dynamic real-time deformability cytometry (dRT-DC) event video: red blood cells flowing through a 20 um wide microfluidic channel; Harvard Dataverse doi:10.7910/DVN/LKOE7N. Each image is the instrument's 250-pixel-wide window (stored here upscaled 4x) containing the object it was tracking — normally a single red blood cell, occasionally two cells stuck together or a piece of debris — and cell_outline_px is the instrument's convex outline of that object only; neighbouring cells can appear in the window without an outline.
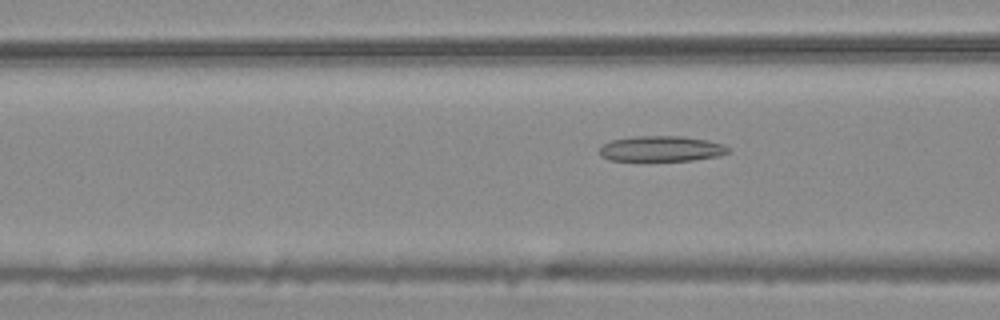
{"species": "common noctule bat (a hibernating species)", "species_latin": "Nyctalus noctula", "temperature_condition": "warm", "stored_images_in_passage": 6, "segment_of_instrument_passage": [2, 2], "camera_frame_rate_fps": 3000, "um_per_image_px": 0.085, "animal": {"sex": "male", "body_mass_g": 20.4}, "frame": {"image": 1, "passage_image": 6, "time_ms": 1.667, "image_size_px": [1000, 320], "cell_outline_px": [[728, 152], [720, 156], [692, 160], [608, 160], [600, 156], [600, 148], [604, 144], [612, 140], [632, 136], [680, 136], [708, 140], [724, 144], [728, 148]], "centroid_in_image_um": [56.21, 12.63], "position_along_channel_um": 110.4, "area_um2": 19.02}}